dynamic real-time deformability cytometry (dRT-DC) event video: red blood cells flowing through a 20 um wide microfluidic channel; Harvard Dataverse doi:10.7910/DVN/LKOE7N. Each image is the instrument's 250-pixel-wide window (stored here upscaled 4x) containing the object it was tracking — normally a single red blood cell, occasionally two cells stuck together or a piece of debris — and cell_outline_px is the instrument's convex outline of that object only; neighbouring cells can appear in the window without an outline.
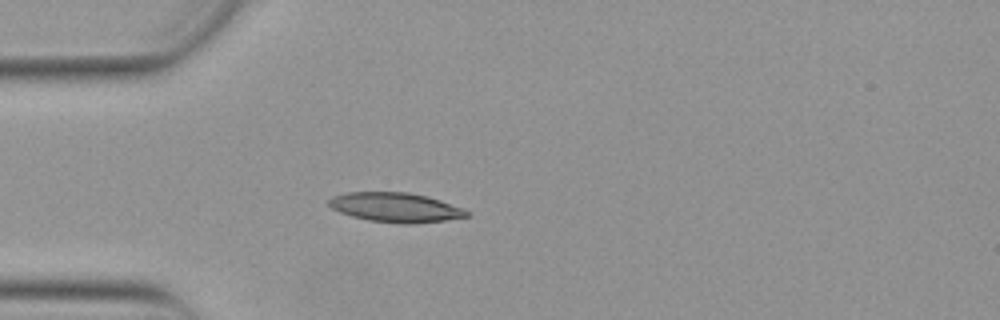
{"species": "Egyptian fruit bat (a non-hibernating species)", "species_latin": "Rousettus aegyptiacus", "temperature_condition": "warm", "stored_images_in_passage": 39, "camera_frame_rate_fps": 3000, "um_per_image_px": 0.085, "animal": {"sex": "female"}, "frame": {"image": 1, "passage_image": 1, "time_ms": 0.0, "image_size_px": [1000, 320], "cell_outline_px": [[472, 216], [444, 220], [412, 224], [400, 224], [368, 220], [352, 216], [340, 212], [332, 208], [328, 204], [328, 200], [332, 196], [344, 192], [408, 192], [428, 196], [464, 208]], "centroid_in_image_um": [33.63, 17.62], "position_along_channel_um": 51.4, "area_um2": 23.87}}
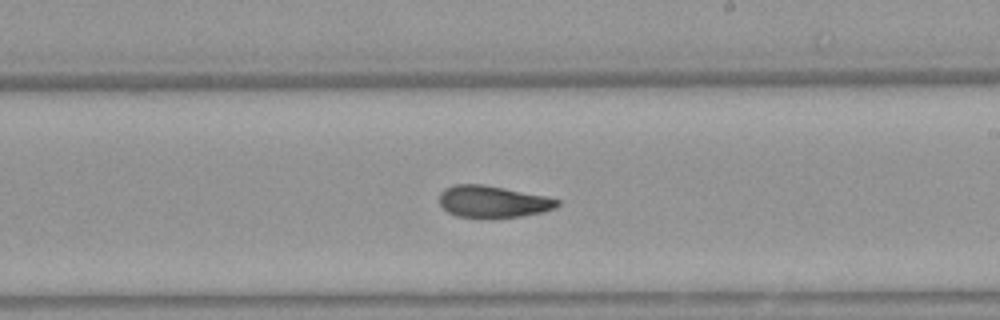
{"frame": {"image": 2, "passage_image": 17, "time_ms": 5.333, "image_size_px": [1000, 320], "cell_outline_px": [[560, 204], [556, 208], [544, 212], [520, 216], [456, 216], [448, 212], [440, 204], [440, 192], [444, 188], [456, 184], [484, 184], [544, 196], [560, 200]], "centroid_in_image_um": [41.9, 17.11], "position_along_channel_um": 247.1, "area_um2": 21.44}}
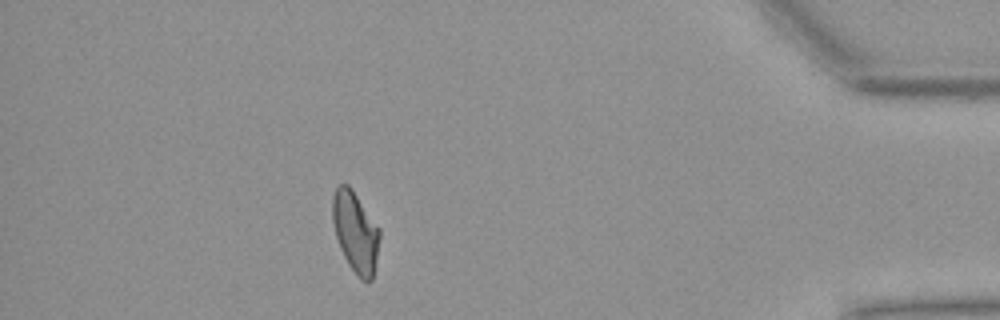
{"frame": {"image": 3, "passage_image": 33, "time_ms": 10.667, "image_size_px": [1000, 320], "cell_outline_px": [[380, 236], [376, 260], [372, 280], [360, 280], [348, 264], [340, 248], [336, 236], [332, 220], [332, 196], [336, 188], [340, 184], [348, 184], [352, 188], [380, 228]], "centroid_in_image_um": [30.21, 19.69], "position_along_channel_um": 405.0, "area_um2": 22.2}, "authors_computed_cell_mechanics": {"area_um2": 22.3108, "velocity_mm_per_s": 3.8724, "shape_relaxation_time_tau1_ms": 7.7917, "shape_relaxation_time_tau2_ms": 4.2802, "deformation_change_tau1": 0.2184, "deformation_change_tau2": 0.1005}}